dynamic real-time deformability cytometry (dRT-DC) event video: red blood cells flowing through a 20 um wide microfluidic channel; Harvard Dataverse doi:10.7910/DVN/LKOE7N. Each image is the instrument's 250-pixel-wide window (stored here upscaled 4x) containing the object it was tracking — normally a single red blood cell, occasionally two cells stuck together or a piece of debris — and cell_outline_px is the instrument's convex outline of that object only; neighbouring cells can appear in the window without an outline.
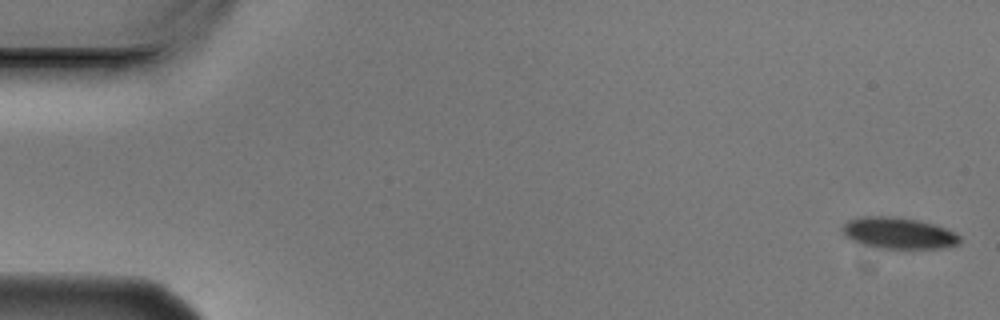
{"species": "Egyptian fruit bat (a non-hibernating species)", "species_latin": "Rousettus aegyptiacus", "temperature_condition": "cold", "stored_images_in_passage": 6, "camera_frame_rate_fps": 3000, "um_per_image_px": 0.085, "animal": {"sex": "male"}, "frame": {"image": 1, "passage_image": 1, "time_ms": 0.0, "image_size_px": [1000, 320], "cell_outline_px": [[960, 240], [956, 244], [944, 248], [880, 248], [860, 244], [852, 240], [844, 232], [844, 224], [848, 220], [864, 216], [888, 216], [916, 220], [936, 224], [956, 232], [960, 236]], "centroid_in_image_um": [76.41, 19.81], "position_along_channel_um": 8.6, "area_um2": 21.21}}
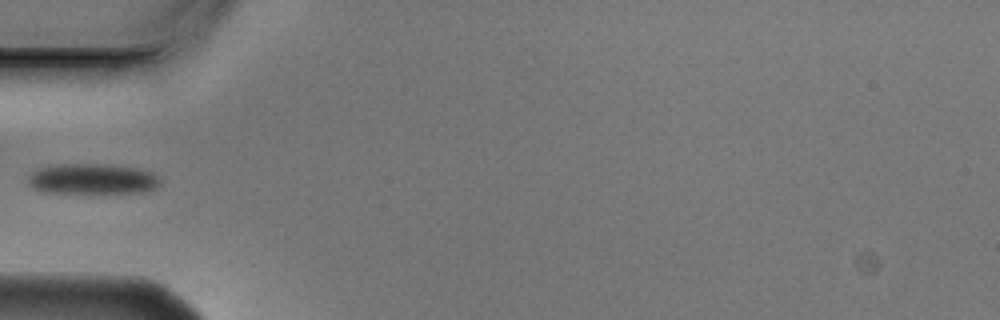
{"frame": {"image": 2, "passage_image": 5, "time_ms": 1.333, "image_size_px": [1000, 320], "cell_outline_px": [[160, 184], [156, 188], [140, 192], [44, 192], [32, 188], [28, 184], [28, 176], [32, 172], [40, 168], [56, 164], [112, 164], [136, 168], [152, 172], [160, 180]], "centroid_in_image_um": [7.83, 15.19], "position_along_channel_um": 77.2, "area_um2": 23.35}}
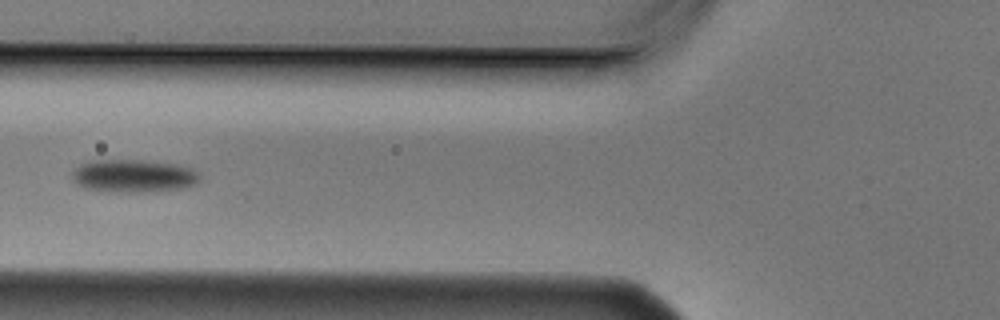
{"frame": {"image": 3, "passage_image": 6, "time_ms": 1.667, "image_size_px": [1000, 320], "cell_outline_px": [[200, 180], [196, 184], [184, 188], [128, 192], [112, 192], [84, 188], [76, 184], [72, 180], [72, 172], [80, 164], [88, 160], [144, 160], [176, 164], [192, 168], [200, 172]], "centroid_in_image_um": [11.34, 14.94], "position_along_channel_um": 114.5, "area_um2": 24.62}}